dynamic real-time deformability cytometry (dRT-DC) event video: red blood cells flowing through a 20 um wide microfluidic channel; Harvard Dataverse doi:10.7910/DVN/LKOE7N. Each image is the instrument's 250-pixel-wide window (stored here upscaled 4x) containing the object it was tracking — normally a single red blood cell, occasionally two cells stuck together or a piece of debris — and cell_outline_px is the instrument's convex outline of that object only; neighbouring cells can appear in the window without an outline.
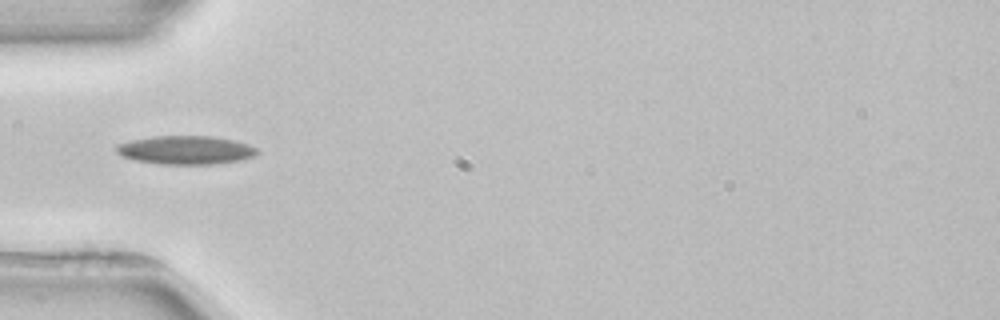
{"species": "common noctule bat (a hibernating species)", "species_latin": "Nyctalus noctula", "temperature_condition": "room temperature", "stored_images_in_passage": 2, "camera_frame_rate_fps": 3000, "um_per_image_px": 0.085, "animal": {"sex": "female", "body_mass_g": 22.7, "forearm_length_mm": 54.2}, "frame": {"image": 1, "passage_image": 2, "time_ms": 1.333, "image_size_px": [1000, 320], "cell_outline_px": [[260, 152], [252, 156], [240, 160], [212, 164], [160, 164], [136, 160], [124, 156], [116, 152], [116, 144], [132, 140], [152, 136], [212, 136], [232, 140], [248, 144], [256, 148]], "centroid_in_image_um": [15.78, 12.75], "position_along_channel_um": 69.2, "area_um2": 23.24}}